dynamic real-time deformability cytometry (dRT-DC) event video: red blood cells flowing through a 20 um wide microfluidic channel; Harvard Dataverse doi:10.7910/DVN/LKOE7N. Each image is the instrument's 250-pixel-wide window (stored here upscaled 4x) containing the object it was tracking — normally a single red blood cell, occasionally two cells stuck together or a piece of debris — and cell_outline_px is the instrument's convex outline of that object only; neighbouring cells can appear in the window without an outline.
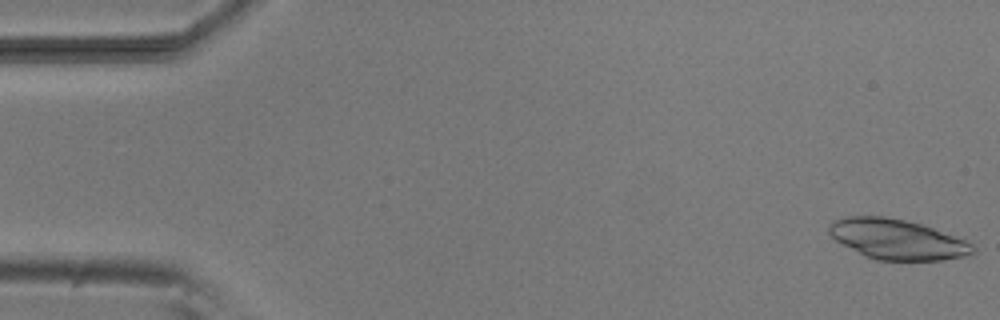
{"species": "common noctule bat (a hibernating species)", "species_latin": "Nyctalus noctula", "temperature_condition": "room temperature", "stored_images_in_passage": 52, "camera_frame_rate_fps": 3000, "um_per_image_px": 0.085, "animal": {"sex": "male", "body_mass_g": 20.5, "forearm_length_mm": 52.5}, "frame": {"image": 1, "passage_image": 1, "time_ms": 0.0, "image_size_px": [1000, 320], "cell_outline_px": [[976, 252], [964, 256], [944, 260], [876, 260], [864, 256], [836, 240], [828, 232], [828, 224], [832, 220], [848, 216], [884, 216], [904, 220], [920, 224], [932, 228], [964, 240], [972, 244], [976, 248]], "centroid_in_image_um": [76.23, 20.34], "position_along_channel_um": 8.8, "area_um2": 33.47}}